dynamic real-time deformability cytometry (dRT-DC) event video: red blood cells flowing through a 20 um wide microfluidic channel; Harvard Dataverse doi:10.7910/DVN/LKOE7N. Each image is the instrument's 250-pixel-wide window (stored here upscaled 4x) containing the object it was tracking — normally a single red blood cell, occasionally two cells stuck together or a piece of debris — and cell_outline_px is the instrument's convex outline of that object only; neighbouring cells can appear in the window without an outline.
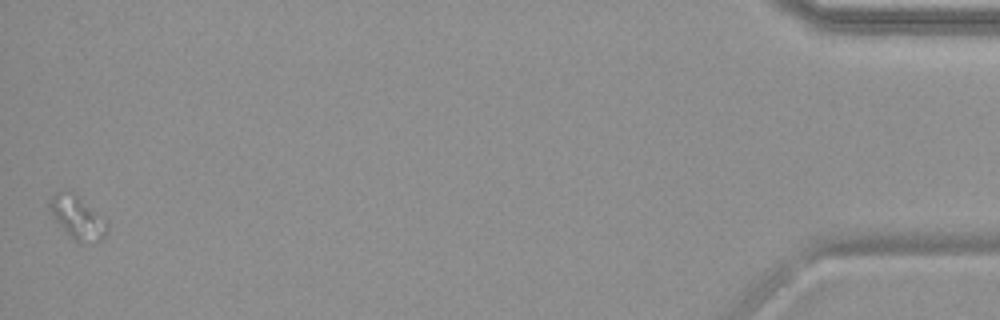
{"species": "common noctule bat (a hibernating species)", "species_latin": "Nyctalus noctula", "temperature_condition": "warm", "stored_images_in_passage": 47, "camera_frame_rate_fps": 3000, "um_per_image_px": 0.085, "animal": {"sex": "female", "body_mass_g": 19.9}, "frame": {"image": 1, "passage_image": 47, "time_ms": 15.333, "image_size_px": [1000, 320], "cell_outline_px": [[108, 232], [100, 240], [80, 244], [56, 220], [48, 208], [48, 200], [56, 192], [72, 192], [104, 220], [108, 224]], "centroid_in_image_um": [6.57, 18.5], "position_along_channel_um": 428.6, "area_um2": 13.64}}